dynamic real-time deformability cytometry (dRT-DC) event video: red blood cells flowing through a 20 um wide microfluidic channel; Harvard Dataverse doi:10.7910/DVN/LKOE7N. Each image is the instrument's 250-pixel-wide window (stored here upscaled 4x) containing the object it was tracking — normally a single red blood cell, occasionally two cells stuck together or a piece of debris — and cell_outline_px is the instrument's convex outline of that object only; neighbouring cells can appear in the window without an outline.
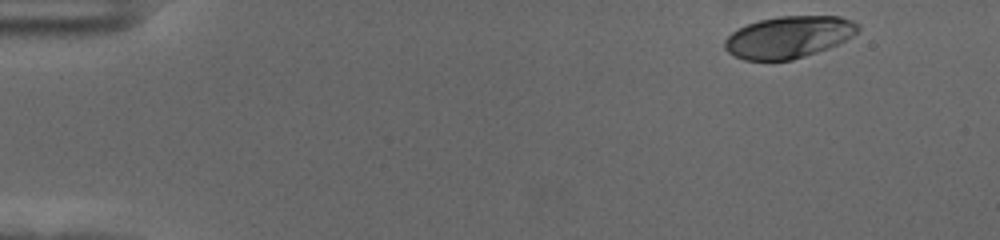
{"species": "human", "species_latin": "Homo sapiens", "temperature_condition": "cold", "stored_images_in_passage": 54, "camera_frame_rate_fps": 3000, "um_per_image_px": 0.085, "donor": {"sex": "female"}, "frame": {"image": 1, "passage_image": 1, "time_ms": 0.0, "image_size_px": [1000, 240], "cell_outline_px": [[860, 28], [852, 36], [828, 48], [792, 60], [744, 60], [728, 52], [724, 48], [724, 40], [732, 32], [748, 24], [760, 20], [780, 16], [840, 16], [852, 20], [860, 24]], "centroid_in_image_um": [67.04, 3.14], "position_along_channel_um": 18.0, "area_um2": 32.31}}
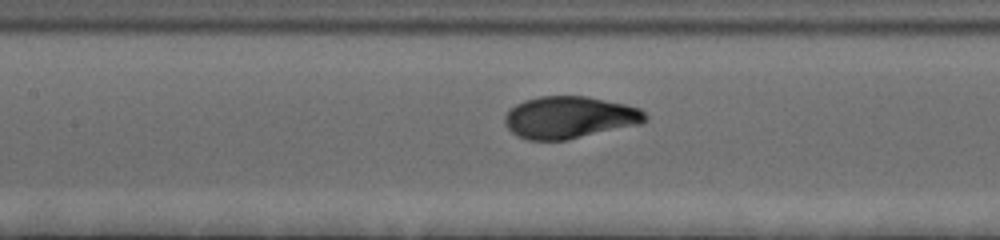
{"frame": {"image": 2, "passage_image": 23, "time_ms": 7.333, "image_size_px": [1000, 240], "cell_outline_px": [[648, 120], [640, 124], [568, 140], [528, 140], [516, 136], [504, 124], [504, 116], [516, 104], [524, 100], [540, 96], [584, 96], [624, 104], [640, 108], [648, 116]], "centroid_in_image_um": [48.4, 9.99], "position_along_channel_um": 159.0, "area_um2": 34.51}}
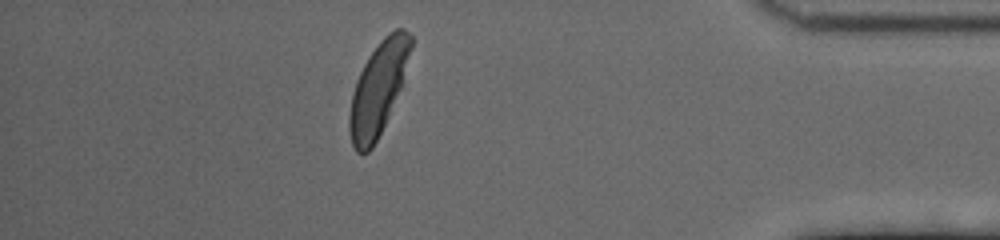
{"frame": {"image": 3, "passage_image": 47, "time_ms": 15.333, "image_size_px": [1000, 240], "cell_outline_px": [[412, 48], [400, 88], [388, 116], [372, 148], [368, 152], [356, 152], [352, 144], [348, 128], [348, 116], [352, 92], [356, 80], [368, 56], [380, 40], [388, 32], [396, 28], [404, 28], [412, 36]], "centroid_in_image_um": [32.13, 7.49], "position_along_channel_um": 403.1, "area_um2": 32.89}, "authors_computed_cell_mechanics": {"area_um2": 33.9864, "velocity_mm_per_s": 3.496, "shape_relaxation_time_tau1_ms": 3.06, "shape_relaxation_time_tau2_ms": null, "deformation_change_tau1": 0.1728, "deformation_change_tau2": null}}